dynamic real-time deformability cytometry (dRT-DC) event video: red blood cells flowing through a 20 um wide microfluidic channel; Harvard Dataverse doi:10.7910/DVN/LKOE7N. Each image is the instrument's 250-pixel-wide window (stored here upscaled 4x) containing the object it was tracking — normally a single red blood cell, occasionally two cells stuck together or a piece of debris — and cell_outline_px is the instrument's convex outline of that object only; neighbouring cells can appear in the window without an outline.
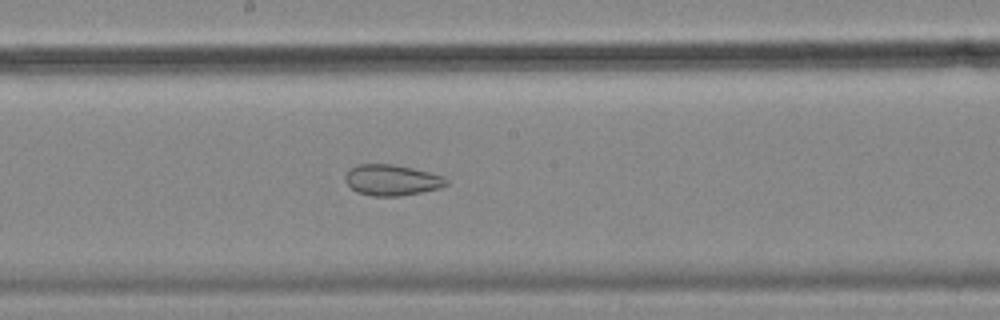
{"species": "common noctule bat (a hibernating species)", "species_latin": "Nyctalus noctula", "temperature_condition": "cold", "stored_images_in_passage": 56, "camera_frame_rate_fps": 3000, "um_per_image_px": 0.085, "animal": {"sex": "female", "body_mass_g": 18.4}, "frame": {"image": 1, "passage_image": 30, "time_ms": 9.667, "image_size_px": [1000, 320], "cell_outline_px": [[448, 184], [440, 188], [400, 196], [372, 196], [356, 192], [344, 180], [344, 176], [348, 168], [356, 164], [392, 164], [412, 168], [444, 176], [448, 180]], "centroid_in_image_um": [33.27, 15.3], "position_along_channel_um": 214.9, "area_um2": 18.32}}
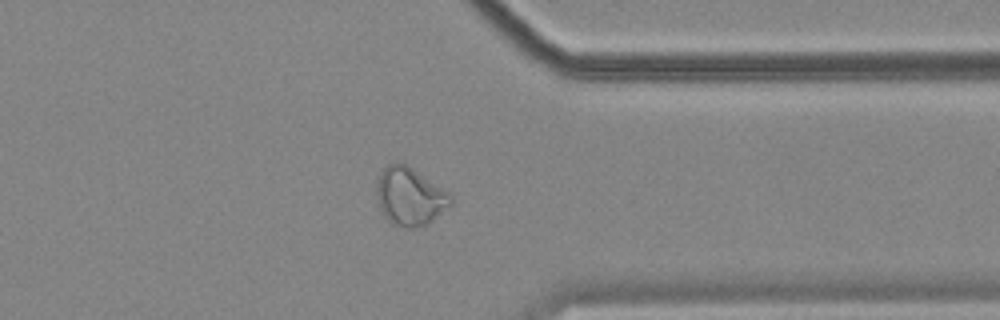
{"frame": {"image": 2, "passage_image": 44, "time_ms": 14.333, "image_size_px": [1000, 320], "cell_outline_px": [[452, 204], [428, 224], [416, 228], [404, 228], [392, 224], [384, 216], [380, 208], [376, 196], [376, 180], [384, 168], [388, 164], [400, 160], [452, 192]], "centroid_in_image_um": [34.85, 16.68], "position_along_channel_um": 376.5, "area_um2": 25.72}}
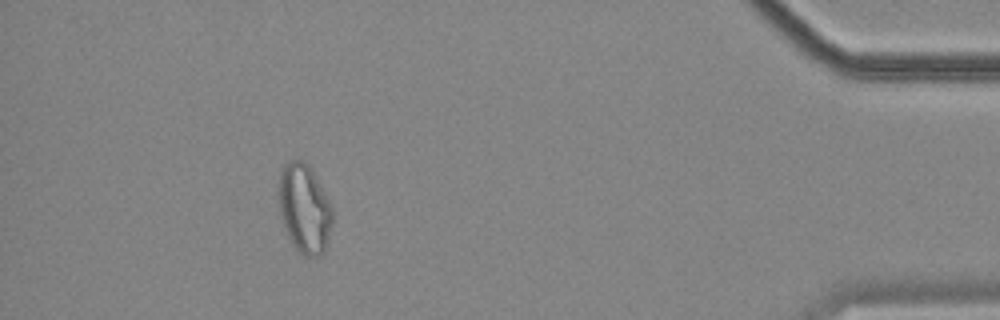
{"frame": {"image": 3, "passage_image": 51, "time_ms": 16.667, "image_size_px": [1000, 320], "cell_outline_px": [[332, 224], [324, 252], [320, 256], [304, 256], [292, 244], [288, 236], [276, 200], [280, 172], [284, 164], [288, 160], [304, 160], [308, 164], [328, 200], [332, 208]], "centroid_in_image_um": [25.84, 17.71], "position_along_channel_um": 409.4, "area_um2": 27.92}, "authors_computed_cell_mechanics": {"area_um2": 25.9522, "velocity_mm_per_s": 3.5626, "shape_relaxation_time_tau1_ms": null, "shape_relaxation_time_tau2_ms": 2.0731, "deformation_change_tau1": null, "deformation_change_tau2": 0.0817}}